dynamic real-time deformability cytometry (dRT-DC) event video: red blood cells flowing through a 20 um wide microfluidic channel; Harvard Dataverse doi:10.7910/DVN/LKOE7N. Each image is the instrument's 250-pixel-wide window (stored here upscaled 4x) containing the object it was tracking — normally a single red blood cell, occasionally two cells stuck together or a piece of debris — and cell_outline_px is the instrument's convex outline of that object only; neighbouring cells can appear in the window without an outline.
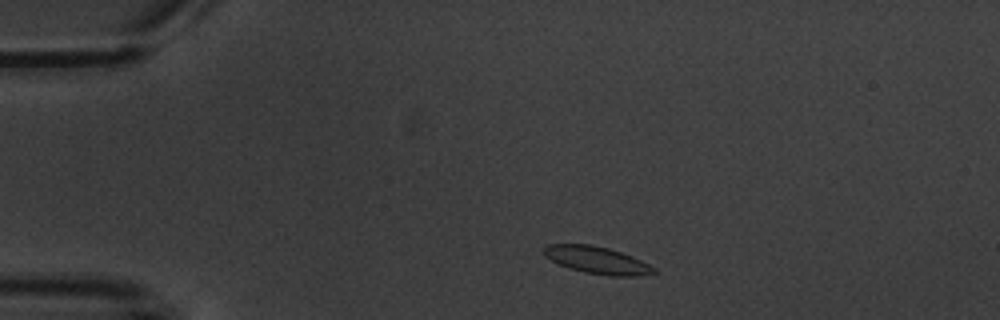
{"species": "common noctule bat (a hibernating species)", "species_latin": "Nyctalus noctula", "temperature_condition": "warm", "stored_images_in_passage": 5, "camera_frame_rate_fps": 3000, "um_per_image_px": 0.085, "animal": {"sex": "male", "body_mass_g": 20.1, "forearm_length_mm": 53.5}, "frame": {"image": 1, "passage_image": 1, "time_ms": 0.0, "image_size_px": [1000, 320], "cell_outline_px": [[656, 272], [640, 276], [608, 276], [584, 272], [568, 268], [544, 256], [544, 248], [548, 244], [592, 244], [608, 248], [632, 256], [656, 268]], "centroid_in_image_um": [50.75, 22.11], "position_along_channel_um": 34.2, "area_um2": 17.4}}
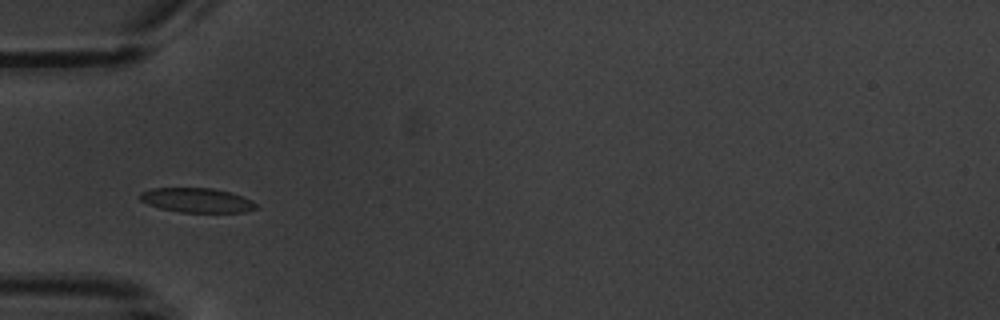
{"frame": {"image": 2, "passage_image": 3, "time_ms": 2.333, "image_size_px": [1000, 320], "cell_outline_px": [[260, 208], [244, 212], [180, 212], [160, 208], [148, 204], [140, 200], [140, 192], [152, 188], [212, 188], [228, 192], [252, 200]], "centroid_in_image_um": [16.73, 17.02], "position_along_channel_um": 68.3, "area_um2": 16.47}}
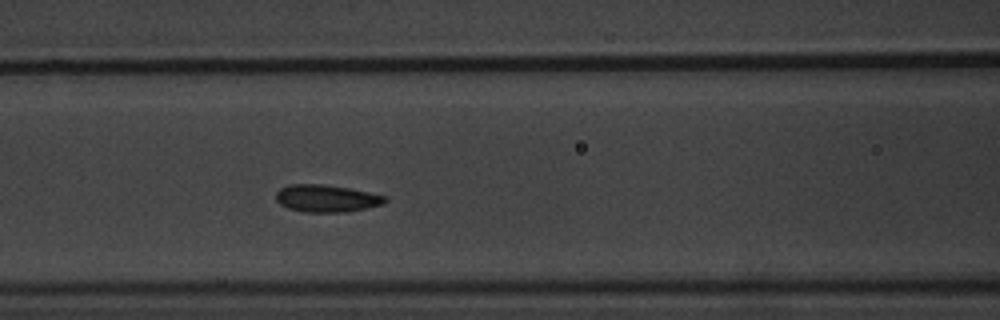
{"frame": {"image": 3, "passage_image": 5, "time_ms": 4.333, "image_size_px": [1000, 320], "cell_outline_px": [[388, 200], [384, 204], [368, 208], [348, 212], [304, 212], [288, 208], [280, 204], [276, 200], [276, 192], [280, 188], [288, 184], [320, 184], [348, 188], [368, 192], [384, 196]], "centroid_in_image_um": [27.74, 16.87], "position_along_channel_um": 138.9, "area_um2": 17.4}}